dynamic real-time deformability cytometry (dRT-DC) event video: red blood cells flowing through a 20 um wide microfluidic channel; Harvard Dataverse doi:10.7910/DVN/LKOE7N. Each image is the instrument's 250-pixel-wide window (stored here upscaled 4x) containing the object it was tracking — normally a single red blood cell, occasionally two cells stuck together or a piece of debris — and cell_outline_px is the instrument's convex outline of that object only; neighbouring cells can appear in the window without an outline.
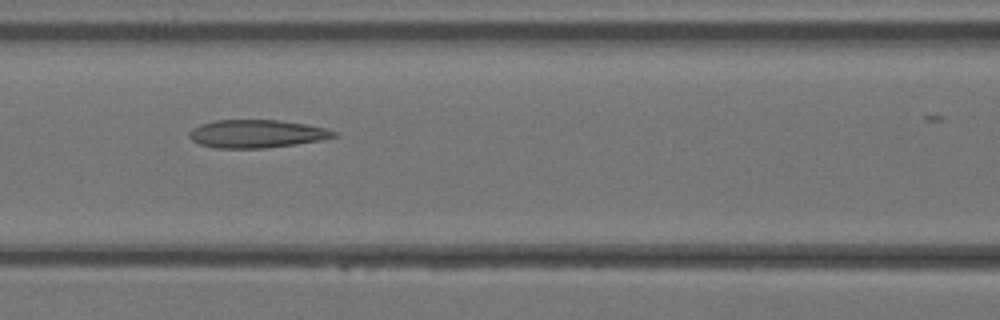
{"species": "Egyptian fruit bat (a non-hibernating species)", "species_latin": "Rousettus aegyptiacus", "temperature_condition": "warm", "stored_images_in_passage": 26, "camera_frame_rate_fps": 3000, "um_per_image_px": 0.085, "animal": {"sex": "female"}, "frame": {"image": 1, "passage_image": 12, "time_ms": 3.667, "image_size_px": [1000, 320], "cell_outline_px": [[340, 136], [320, 140], [296, 144], [264, 148], [216, 148], [200, 144], [192, 140], [188, 136], [188, 132], [192, 128], [200, 124], [216, 120], [276, 120], [304, 124], [324, 128], [336, 132]], "centroid_in_image_um": [21.79, 11.37], "position_along_channel_um": 144.8, "area_um2": 23.52}}
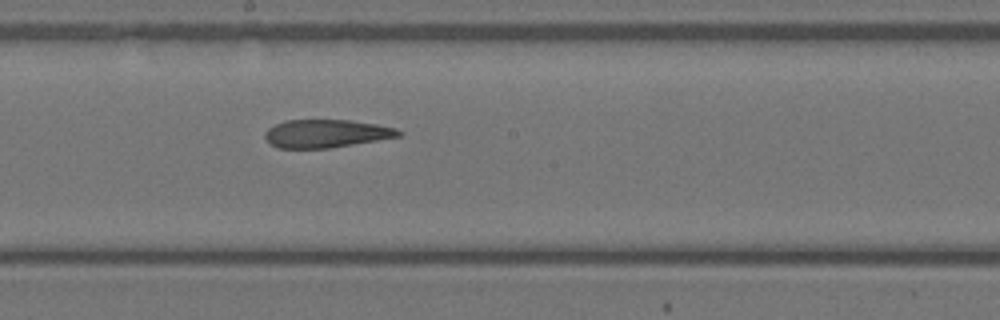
{"frame": {"image": 2, "passage_image": 16, "time_ms": 5.0, "image_size_px": [1000, 320], "cell_outline_px": [[404, 132], [400, 136], [328, 148], [276, 148], [268, 144], [264, 136], [264, 132], [268, 128], [284, 120], [352, 120], [376, 124], [396, 128]], "centroid_in_image_um": [27.68, 11.35], "position_along_channel_um": 220.5, "area_um2": 21.91}}
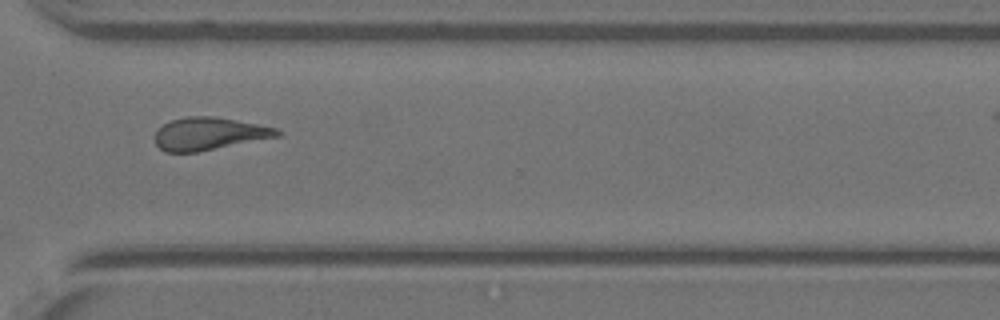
{"frame": {"image": 3, "passage_image": 23, "time_ms": 7.333, "image_size_px": [1000, 320], "cell_outline_px": [[280, 136], [196, 152], [164, 152], [156, 144], [156, 132], [164, 124], [172, 120], [184, 116], [212, 116], [256, 124], [276, 128], [280, 132]], "centroid_in_image_um": [17.75, 11.37], "position_along_channel_um": 352.9, "area_um2": 22.83}}